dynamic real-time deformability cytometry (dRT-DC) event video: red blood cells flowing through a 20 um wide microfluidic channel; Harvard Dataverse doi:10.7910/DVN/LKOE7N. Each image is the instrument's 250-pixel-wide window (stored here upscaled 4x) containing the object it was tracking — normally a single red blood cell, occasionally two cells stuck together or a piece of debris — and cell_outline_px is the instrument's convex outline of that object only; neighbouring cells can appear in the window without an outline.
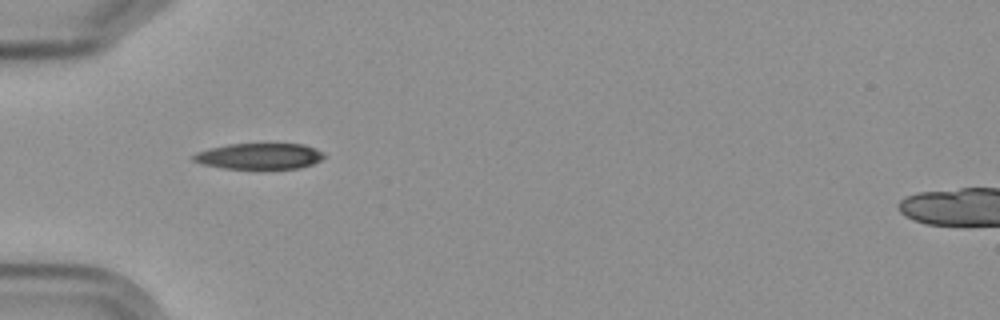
{"species": "Egyptian fruit bat (a non-hibernating species)", "species_latin": "Rousettus aegyptiacus", "temperature_condition": "cold", "stored_images_in_passage": 3, "camera_frame_rate_fps": 3000, "um_per_image_px": 0.085, "frame": {"image": 1, "passage_image": 2, "time_ms": 2.0, "image_size_px": [1000, 320], "cell_outline_px": [[324, 156], [320, 160], [312, 164], [300, 168], [224, 168], [204, 164], [192, 160], [192, 156], [196, 152], [228, 144], [304, 144], [316, 148], [324, 152]], "centroid_in_image_um": [22.07, 13.26], "position_along_channel_um": 62.9, "area_um2": 19.54}}
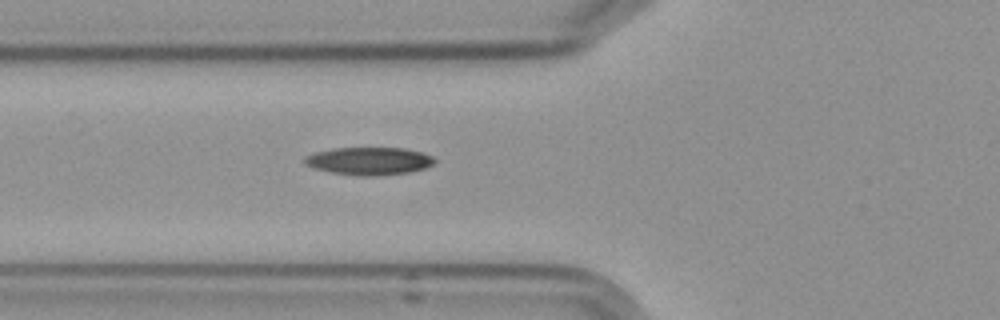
{"frame": {"image": 2, "passage_image": 3, "time_ms": 3.0, "image_size_px": [1000, 320], "cell_outline_px": [[436, 160], [432, 164], [424, 168], [408, 172], [376, 176], [360, 176], [332, 172], [316, 168], [304, 164], [304, 156], [316, 152], [332, 148], [404, 148], [420, 152], [432, 156]], "centroid_in_image_um": [31.35, 13.68], "position_along_channel_um": 94.4, "area_um2": 20.81}}